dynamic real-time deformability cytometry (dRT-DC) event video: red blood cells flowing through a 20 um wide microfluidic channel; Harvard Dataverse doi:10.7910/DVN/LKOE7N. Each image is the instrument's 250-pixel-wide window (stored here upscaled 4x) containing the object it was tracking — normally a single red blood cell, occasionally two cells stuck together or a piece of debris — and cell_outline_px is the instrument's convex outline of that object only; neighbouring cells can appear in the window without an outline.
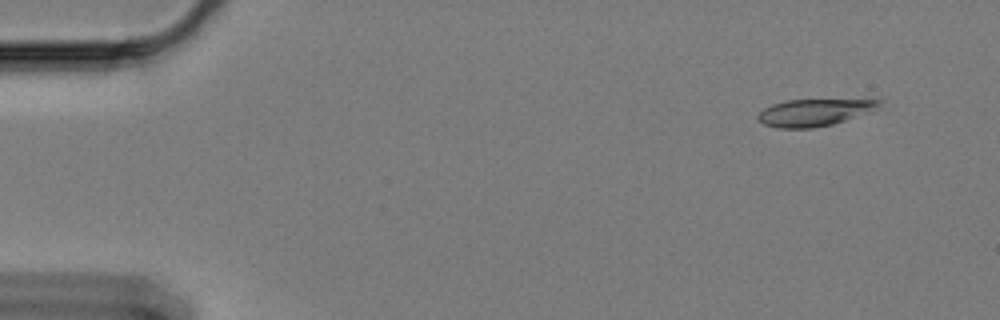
{"species": "Egyptian fruit bat (a non-hibernating species)", "species_latin": "Rousettus aegyptiacus", "temperature_condition": "cold", "stored_images_in_passage": 57, "camera_frame_rate_fps": 3000, "um_per_image_px": 0.085, "animal": {"sex": "female"}, "frame": {"image": 1, "passage_image": 2, "time_ms": 0.333, "image_size_px": [1000, 320], "cell_outline_px": [[884, 100], [880, 108], [872, 112], [832, 124], [812, 128], [776, 128], [764, 124], [756, 116], [764, 108], [772, 104], [784, 100]], "centroid_in_image_um": [69.25, 9.56], "position_along_channel_um": 15.8, "area_um2": 19.13}}
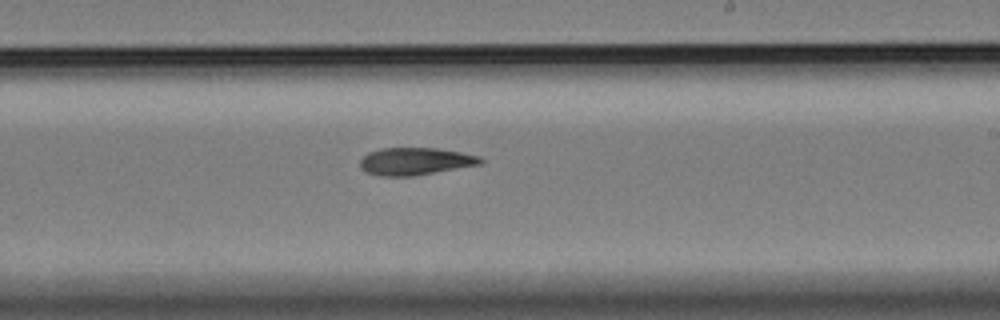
{"frame": {"image": 2, "passage_image": 33, "time_ms": 10.667, "image_size_px": [1000, 320], "cell_outline_px": [[484, 160], [480, 164], [412, 176], [380, 176], [364, 172], [360, 168], [360, 160], [368, 152], [380, 148], [436, 148], [460, 152], [480, 156]], "centroid_in_image_um": [35.25, 13.71], "position_along_channel_um": 253.8, "area_um2": 19.19}}
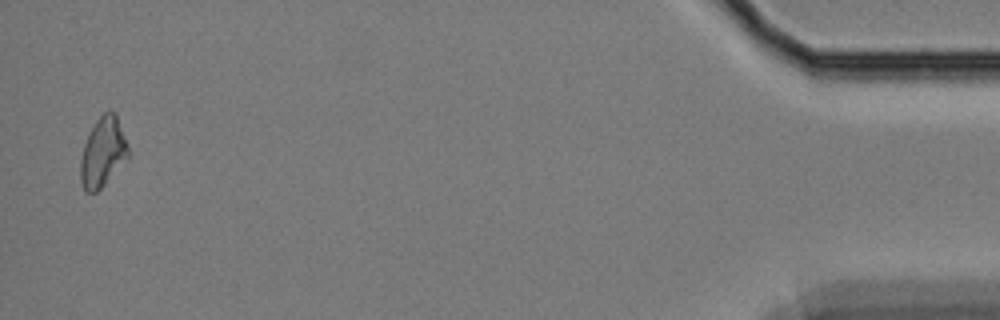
{"frame": {"image": 3, "passage_image": 56, "time_ms": 18.333, "image_size_px": [1000, 320], "cell_outline_px": [[128, 156], [104, 184], [96, 192], [84, 192], [80, 180], [80, 160], [84, 144], [88, 132], [96, 120], [104, 112], [116, 112], [128, 144]], "centroid_in_image_um": [8.72, 12.91], "position_along_channel_um": 426.5, "area_um2": 19.19}}